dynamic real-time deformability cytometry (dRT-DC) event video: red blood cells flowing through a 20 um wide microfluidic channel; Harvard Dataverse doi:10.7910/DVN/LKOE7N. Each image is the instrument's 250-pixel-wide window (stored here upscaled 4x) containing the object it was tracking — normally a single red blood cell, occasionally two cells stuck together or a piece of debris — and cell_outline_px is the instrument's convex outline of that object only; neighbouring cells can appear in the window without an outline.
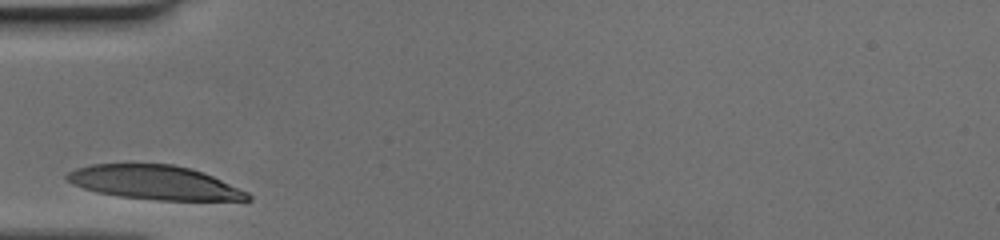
{"species": "human", "species_latin": "Homo sapiens", "temperature_condition": "cold", "stored_images_in_passage": 24, "camera_frame_rate_fps": 3000, "um_per_image_px": 0.085, "donor": {"sex": "female"}, "frame": {"image": 1, "passage_image": 1, "time_ms": 0.0, "image_size_px": [1000, 240], "cell_outline_px": [[252, 200], [156, 200], [120, 196], [100, 192], [84, 188], [72, 184], [64, 180], [64, 176], [68, 172], [76, 168], [92, 164], [172, 164], [192, 168], [204, 172], [248, 192], [252, 196]], "centroid_in_image_um": [13.14, 15.51], "position_along_channel_um": 71.9, "area_um2": 35.84}}
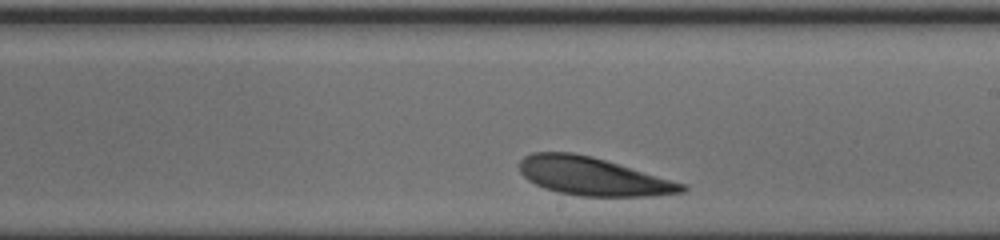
{"frame": {"image": 2, "passage_image": 14, "time_ms": 4.333, "image_size_px": [1000, 240], "cell_outline_px": [[688, 188], [684, 192], [652, 196], [580, 196], [560, 192], [544, 188], [528, 180], [520, 172], [520, 160], [524, 156], [532, 152], [572, 152], [592, 156], [688, 184]], "centroid_in_image_um": [50.43, 14.99], "position_along_channel_um": 238.6, "area_um2": 36.18}}
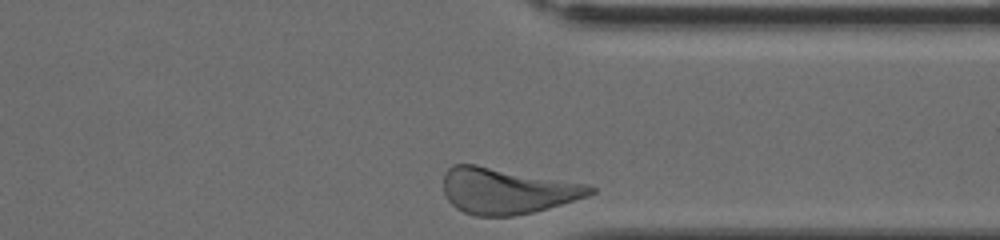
{"frame": {"image": 3, "passage_image": 24, "time_ms": 7.667, "image_size_px": [1000, 240], "cell_outline_px": [[596, 192], [588, 196], [548, 208], [532, 212], [512, 216], [476, 216], [464, 212], [456, 208], [444, 196], [444, 172], [452, 164], [476, 164], [588, 184], [596, 188]], "centroid_in_image_um": [43.08, 16.21], "position_along_channel_um": 368.3, "area_um2": 39.48}}